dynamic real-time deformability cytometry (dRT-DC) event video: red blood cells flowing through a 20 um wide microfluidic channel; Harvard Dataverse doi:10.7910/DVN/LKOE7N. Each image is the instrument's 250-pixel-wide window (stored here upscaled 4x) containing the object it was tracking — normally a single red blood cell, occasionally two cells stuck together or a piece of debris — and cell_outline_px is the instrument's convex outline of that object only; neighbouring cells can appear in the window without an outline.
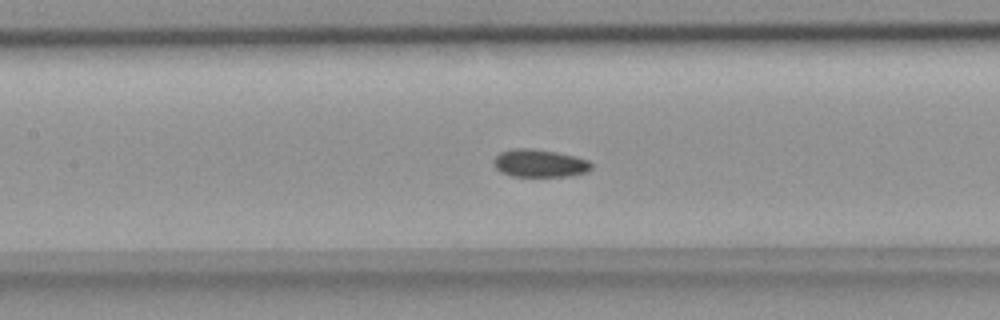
{"species": "common noctule bat (a hibernating species)", "species_latin": "Nyctalus noctula", "temperature_condition": "room temperature", "stored_images_in_passage": 45, "camera_frame_rate_fps": 3000, "um_per_image_px": 0.085, "animal": {"sex": "female", "body_mass_g": 18.4}, "frame": {"image": 1, "passage_image": 20, "time_ms": 6.333, "image_size_px": [1000, 320], "cell_outline_px": [[592, 168], [588, 172], [572, 176], [512, 176], [500, 172], [492, 164], [492, 160], [500, 152], [512, 148], [532, 148], [556, 152], [576, 156], [588, 160], [592, 164]], "centroid_in_image_um": [45.86, 13.87], "position_along_channel_um": 161.5, "area_um2": 16.07}}
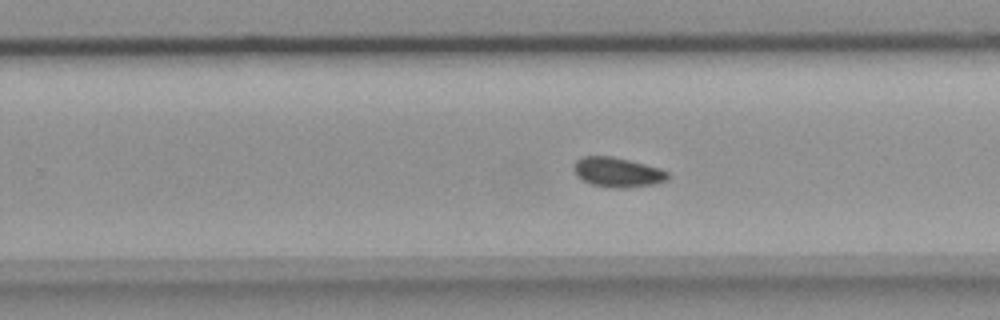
{"frame": {"image": 2, "passage_image": 29, "time_ms": 9.333, "image_size_px": [1000, 320], "cell_outline_px": [[668, 180], [652, 184], [624, 188], [612, 188], [592, 184], [576, 176], [572, 168], [576, 160], [584, 156], [612, 156], [660, 168], [668, 172]], "centroid_in_image_um": [52.46, 14.64], "position_along_channel_um": 277.3, "area_um2": 16.18}}
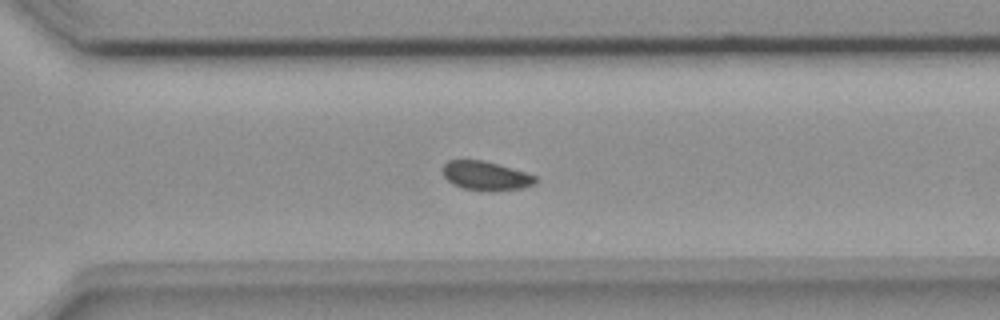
{"frame": {"image": 3, "passage_image": 33, "time_ms": 10.667, "image_size_px": [1000, 320], "cell_outline_px": [[536, 184], [524, 188], [492, 192], [488, 192], [464, 188], [452, 184], [444, 176], [444, 164], [448, 160], [484, 160], [524, 172], [536, 176]], "centroid_in_image_um": [41.32, 14.96], "position_along_channel_um": 329.3, "area_um2": 15.72}, "authors_computed_cell_mechanics": {"area_um2": 16.184, "velocity_mm_per_s": 3.873, "shape_relaxation_time_tau1_ms": 3.3715, "shape_relaxation_time_tau2_ms": 3.2141, "deformation_change_tau1": 0.0677, "deformation_change_tau2": 0.0675}}